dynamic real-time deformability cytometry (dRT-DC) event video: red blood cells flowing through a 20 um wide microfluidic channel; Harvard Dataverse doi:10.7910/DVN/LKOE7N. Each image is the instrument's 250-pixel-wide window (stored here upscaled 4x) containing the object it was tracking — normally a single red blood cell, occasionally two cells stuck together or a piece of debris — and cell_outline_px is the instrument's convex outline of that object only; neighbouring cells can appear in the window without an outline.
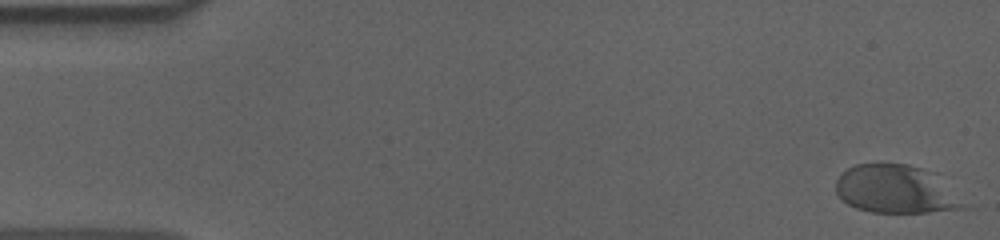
{"species": "human", "species_latin": "Homo sapiens", "temperature_condition": "cold", "stored_images_in_passage": 56, "camera_frame_rate_fps": 3000, "um_per_image_px": 0.085, "donor": {"sex": "male"}, "frame": {"image": 1, "passage_image": 1, "time_ms": 0.0, "image_size_px": [1000, 240], "cell_outline_px": [[964, 208], [928, 212], [872, 212], [856, 208], [848, 204], [836, 192], [836, 180], [848, 168], [856, 164], [908, 164], [940, 172]], "centroid_in_image_um": [76.15, 16.06], "position_along_channel_um": 8.9, "area_um2": 35.66}}
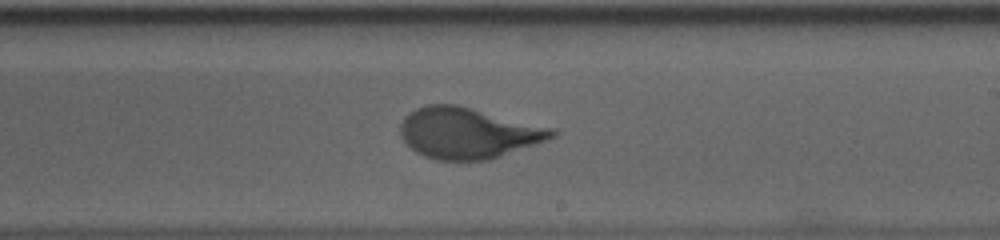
{"frame": {"image": 2, "passage_image": 33, "time_ms": 10.667, "image_size_px": [1000, 240], "cell_outline_px": [[560, 132], [556, 136], [492, 160], [436, 160], [424, 156], [416, 152], [400, 136], [400, 124], [416, 108], [428, 104], [456, 104], [556, 128]], "centroid_in_image_um": [39.83, 11.31], "position_along_channel_um": 249.2, "area_um2": 45.08}}
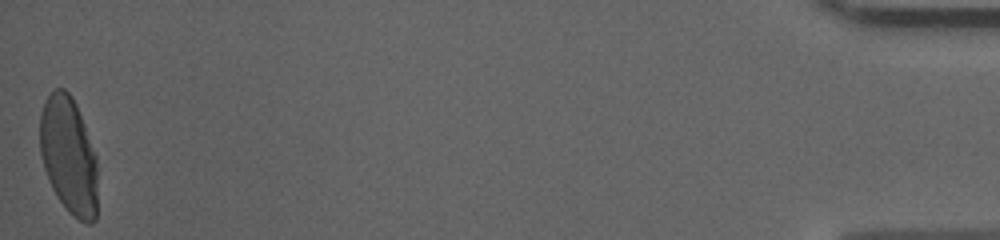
{"frame": {"image": 3, "passage_image": 56, "time_ms": 18.333, "image_size_px": [1000, 240], "cell_outline_px": [[96, 220], [92, 224], [88, 224], [80, 220], [68, 212], [56, 196], [48, 180], [44, 168], [40, 152], [40, 112], [48, 96], [56, 88], [64, 88], [72, 96], [76, 104], [84, 124], [96, 156]], "centroid_in_image_um": [5.83, 13.23], "position_along_channel_um": 429.4, "area_um2": 39.3}, "authors_computed_cell_mechanics": {"area_um2": 41.9628, "velocity_mm_per_s": 3.6089, "shape_relaxation_time_tau1_ms": 4.9481, "shape_relaxation_time_tau2_ms": null, "deformation_change_tau1": 0.1949, "deformation_change_tau2": null}}